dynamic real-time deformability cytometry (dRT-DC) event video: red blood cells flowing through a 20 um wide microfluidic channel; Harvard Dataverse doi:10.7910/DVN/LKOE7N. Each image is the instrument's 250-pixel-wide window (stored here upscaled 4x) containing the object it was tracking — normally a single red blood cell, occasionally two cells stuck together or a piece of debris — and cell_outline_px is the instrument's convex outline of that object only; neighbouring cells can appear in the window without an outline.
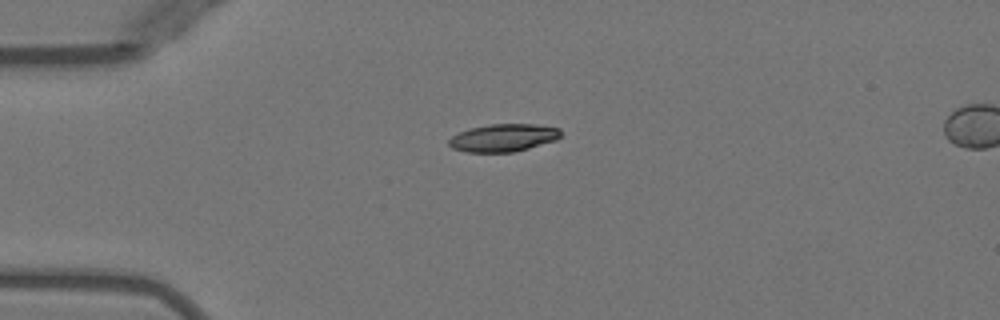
{"species": "Egyptian fruit bat (a non-hibernating species)", "species_latin": "Rousettus aegyptiacus", "temperature_condition": "warm", "stored_images_in_passage": 38, "camera_frame_rate_fps": 3000, "um_per_image_px": 0.085, "animal": {"sex": "female"}, "frame": {"image": 1, "passage_image": 1, "time_ms": 0.0, "image_size_px": [1000, 320], "cell_outline_px": [[560, 136], [556, 140], [528, 148], [512, 152], [468, 152], [452, 148], [448, 144], [448, 140], [452, 136], [468, 128], [488, 124], [536, 124], [560, 128]], "centroid_in_image_um": [42.77, 11.7], "position_along_channel_um": 42.2, "area_um2": 18.03}}
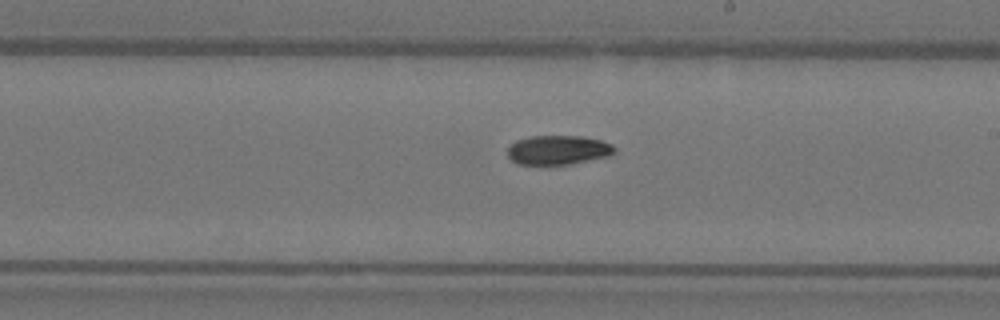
{"frame": {"image": 2, "passage_image": 18, "time_ms": 5.667, "image_size_px": [1000, 320], "cell_outline_px": [[616, 148], [608, 156], [568, 164], [516, 164], [508, 156], [508, 148], [516, 140], [532, 136], [580, 136], [600, 140], [612, 144]], "centroid_in_image_um": [47.41, 12.74], "position_along_channel_um": 241.6, "area_um2": 17.98}}
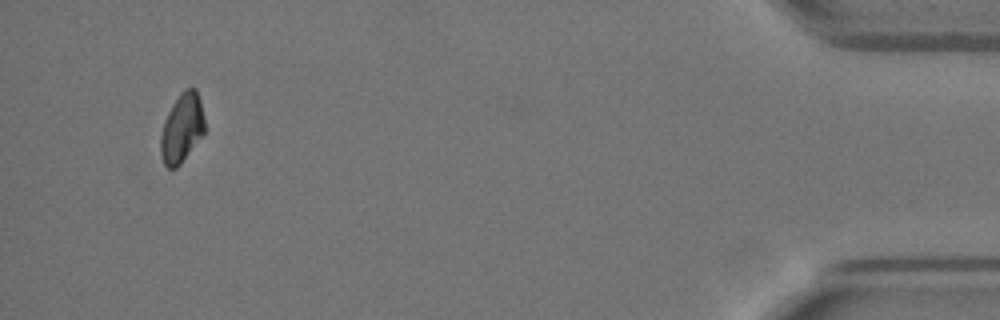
{"frame": {"image": 3, "passage_image": 37, "time_ms": 12.0, "image_size_px": [1000, 320], "cell_outline_px": [[204, 132], [180, 164], [176, 168], [168, 168], [164, 164], [160, 152], [160, 136], [164, 120], [172, 104], [180, 92], [184, 88], [196, 88], [200, 100], [204, 120]], "centroid_in_image_um": [15.43, 10.86], "position_along_channel_um": 419.8, "area_um2": 17.57}}